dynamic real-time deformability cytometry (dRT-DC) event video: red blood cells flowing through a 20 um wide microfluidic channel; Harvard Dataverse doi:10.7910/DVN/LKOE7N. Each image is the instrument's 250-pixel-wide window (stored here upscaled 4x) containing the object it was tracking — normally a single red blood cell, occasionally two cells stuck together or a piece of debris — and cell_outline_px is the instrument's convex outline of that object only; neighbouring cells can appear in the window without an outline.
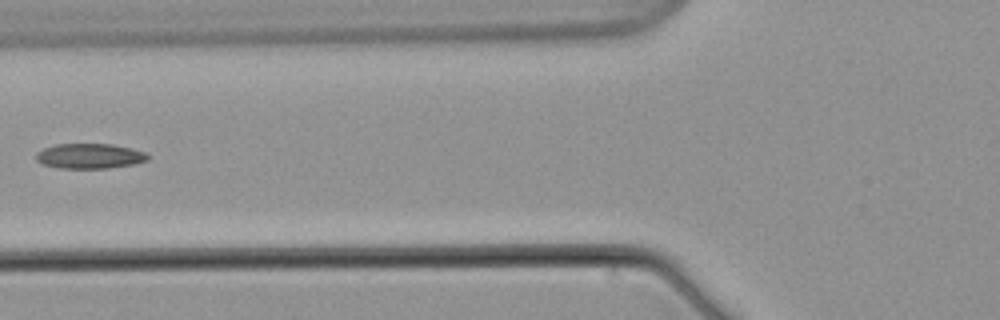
{"species": "common noctule bat (a hibernating species)", "species_latin": "Nyctalus noctula", "temperature_condition": "warm", "stored_images_in_passage": 4, "camera_frame_rate_fps": 3000, "um_per_image_px": 0.085, "animal": {"sex": "male", "body_mass_g": 21.5, "forearm_length_mm": 52.0}, "frame": {"image": 1, "passage_image": 3, "time_ms": 2.333, "image_size_px": [1000, 320], "cell_outline_px": [[148, 160], [132, 164], [108, 168], [60, 168], [40, 164], [36, 160], [36, 152], [44, 148], [56, 144], [112, 144], [132, 148], [144, 152], [148, 156]], "centroid_in_image_um": [7.58, 13.26], "position_along_channel_um": 118.2, "area_um2": 16.3}}